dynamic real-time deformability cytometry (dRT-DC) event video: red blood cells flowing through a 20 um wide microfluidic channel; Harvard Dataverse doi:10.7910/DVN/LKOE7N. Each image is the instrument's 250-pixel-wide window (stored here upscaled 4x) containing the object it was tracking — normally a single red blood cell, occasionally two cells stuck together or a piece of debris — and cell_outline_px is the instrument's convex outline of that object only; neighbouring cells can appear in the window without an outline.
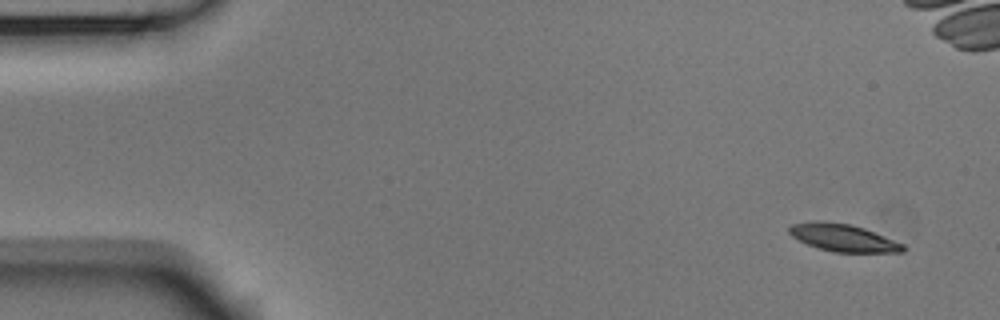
{"species": "Egyptian fruit bat (a non-hibernating species)", "species_latin": "Rousettus aegyptiacus", "temperature_condition": "room temperature", "stored_images_in_passage": 4, "camera_frame_rate_fps": 3000, "um_per_image_px": 0.085, "animal": {"sex": "male"}, "frame": {"image": 1, "passage_image": 1, "time_ms": 0.0, "image_size_px": [1000, 320], "cell_outline_px": [[904, 252], [832, 252], [808, 244], [792, 236], [788, 232], [788, 228], [792, 224], [812, 220], [824, 220], [852, 224], [864, 228], [904, 244]], "centroid_in_image_um": [71.64, 20.18], "position_along_channel_um": 13.4, "area_um2": 18.21}}